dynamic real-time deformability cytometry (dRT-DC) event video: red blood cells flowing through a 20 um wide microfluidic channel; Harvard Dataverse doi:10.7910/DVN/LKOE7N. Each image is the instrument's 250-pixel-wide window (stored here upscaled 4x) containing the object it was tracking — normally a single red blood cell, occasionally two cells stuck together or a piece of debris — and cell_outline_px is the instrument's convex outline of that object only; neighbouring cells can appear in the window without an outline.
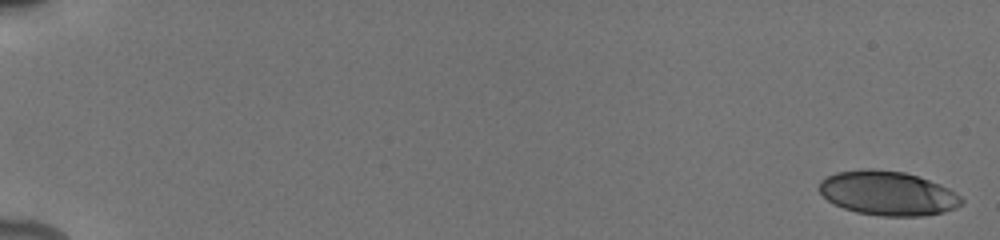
{"species": "human", "species_latin": "Homo sapiens", "temperature_condition": "cold", "stored_images_in_passage": 14, "camera_frame_rate_fps": 3000, "um_per_image_px": 0.085, "donor": {"sex": "male"}, "frame": {"image": 1, "passage_image": 1, "time_ms": 0.0, "image_size_px": [1000, 240], "cell_outline_px": [[964, 204], [956, 208], [944, 212], [924, 216], [880, 216], [856, 212], [832, 204], [820, 192], [820, 180], [836, 172], [864, 168], [872, 168], [904, 172], [940, 184], [948, 188], [960, 196], [964, 200]], "centroid_in_image_um": [75.47, 16.43], "position_along_channel_um": 9.5, "area_um2": 36.88}}
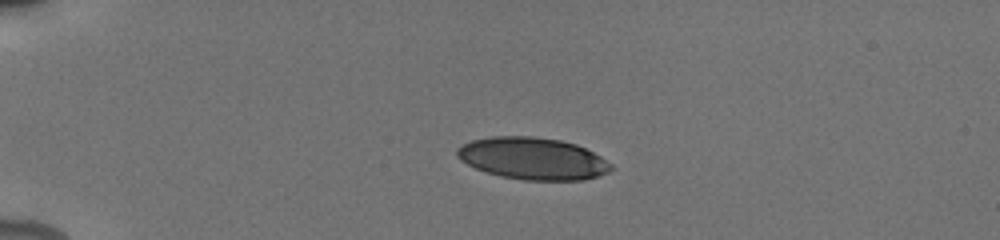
{"frame": {"image": 2, "passage_image": 8, "time_ms": 4.333, "image_size_px": [1000, 240], "cell_outline_px": [[616, 168], [608, 172], [584, 180], [524, 180], [500, 176], [476, 168], [460, 160], [456, 156], [456, 148], [472, 140], [492, 136], [532, 136], [560, 140], [576, 144], [600, 156], [612, 164]], "centroid_in_image_um": [45.29, 13.47], "position_along_channel_um": 39.7, "area_um2": 37.69}}
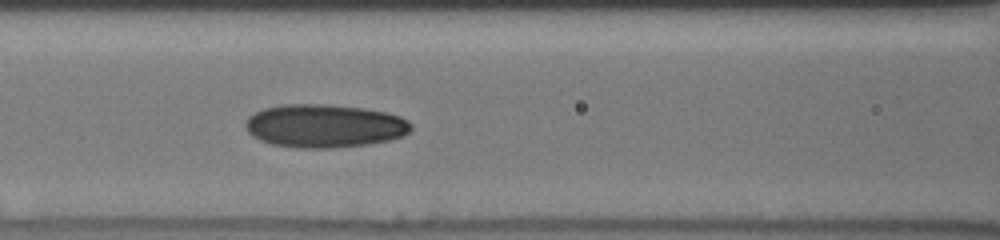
{"frame": {"image": 3, "passage_image": 14, "time_ms": 8.333, "image_size_px": [1000, 240], "cell_outline_px": [[412, 128], [404, 136], [388, 140], [368, 144], [332, 148], [296, 148], [272, 144], [260, 140], [252, 136], [248, 132], [244, 124], [248, 116], [264, 108], [284, 104], [328, 104], [364, 108], [384, 112], [400, 116], [408, 120], [412, 124]], "centroid_in_image_um": [27.57, 10.7], "position_along_channel_um": 139.0, "area_um2": 41.96}}